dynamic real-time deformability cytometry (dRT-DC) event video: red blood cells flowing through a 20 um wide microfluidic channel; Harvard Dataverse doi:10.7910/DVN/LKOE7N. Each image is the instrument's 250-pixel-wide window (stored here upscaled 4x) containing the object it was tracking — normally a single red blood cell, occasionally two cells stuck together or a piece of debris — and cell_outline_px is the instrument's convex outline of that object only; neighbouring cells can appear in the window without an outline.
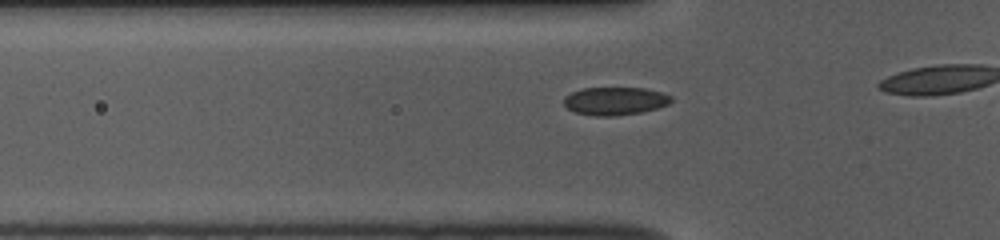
{"species": "common noctule bat (a hibernating species)", "species_latin": "Nyctalus noctula", "temperature_condition": "room temperature", "stored_images_in_passage": 13, "camera_frame_rate_fps": 3000, "um_per_image_px": 0.085, "animal": {"sex": "female", "body_mass_g": 10.0, "forearm_length_mm": 53.1}, "frame": {"image": 1, "passage_image": 8, "time_ms": 2.333, "image_size_px": [1000, 240], "cell_outline_px": [[672, 100], [668, 104], [656, 108], [640, 112], [616, 116], [596, 116], [576, 112], [568, 108], [564, 104], [564, 96], [572, 92], [584, 88], [644, 88], [660, 92], [672, 96]], "centroid_in_image_um": [52.27, 8.58], "position_along_channel_um": 73.5, "area_um2": 17.34}}